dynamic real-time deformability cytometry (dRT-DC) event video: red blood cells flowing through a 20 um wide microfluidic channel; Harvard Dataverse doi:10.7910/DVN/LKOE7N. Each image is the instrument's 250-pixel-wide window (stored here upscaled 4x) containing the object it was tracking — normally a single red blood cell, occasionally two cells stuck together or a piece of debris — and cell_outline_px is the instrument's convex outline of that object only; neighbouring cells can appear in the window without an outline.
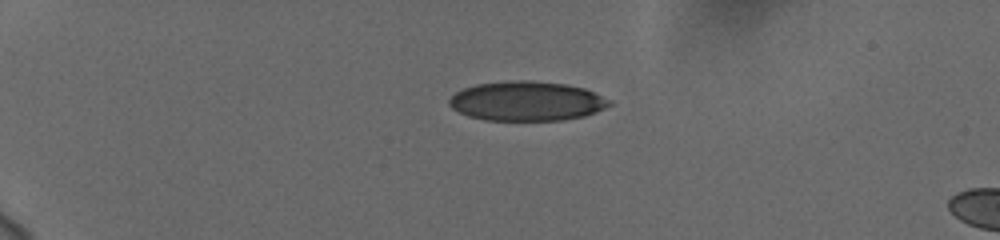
{"species": "human", "species_latin": "Homo sapiens", "temperature_condition": "cold", "stored_images_in_passage": 22, "camera_frame_rate_fps": 3000, "um_per_image_px": 0.085, "donor": {"sex": "female"}, "frame": {"image": 1, "passage_image": 16, "time_ms": 5.0, "image_size_px": [1000, 240], "cell_outline_px": [[612, 104], [596, 112], [584, 116], [564, 120], [484, 120], [468, 116], [452, 108], [448, 104], [448, 100], [456, 92], [464, 88], [476, 84], [508, 80], [528, 80], [564, 84], [584, 88], [612, 100]], "centroid_in_image_um": [44.77, 8.59], "position_along_channel_um": 40.2, "area_um2": 36.93}}